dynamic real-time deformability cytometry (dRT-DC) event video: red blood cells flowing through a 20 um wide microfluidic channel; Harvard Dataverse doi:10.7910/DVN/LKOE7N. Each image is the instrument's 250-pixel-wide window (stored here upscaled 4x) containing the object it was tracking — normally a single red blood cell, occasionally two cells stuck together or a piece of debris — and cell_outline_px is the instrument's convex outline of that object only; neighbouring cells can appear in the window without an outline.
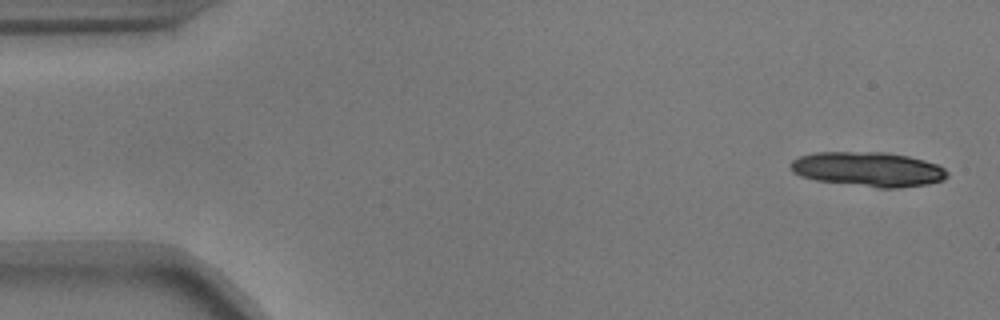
{"species": "common noctule bat (a hibernating species)", "species_latin": "Nyctalus noctula", "temperature_condition": "warm", "stored_images_in_passage": 36, "camera_frame_rate_fps": 3000, "um_per_image_px": 0.085, "animal": {"sex": "male", "body_mass_g": 17.9}, "frame": {"image": 1, "passage_image": 1, "time_ms": 0.0, "image_size_px": [1000, 320], "cell_outline_px": [[948, 176], [944, 180], [928, 184], [896, 188], [876, 188], [816, 180], [800, 176], [792, 172], [792, 160], [800, 156], [816, 152], [888, 152], [908, 156], [924, 160], [936, 164], [944, 168], [948, 172]], "centroid_in_image_um": [73.82, 14.39], "position_along_channel_um": 11.2, "area_um2": 31.67}}
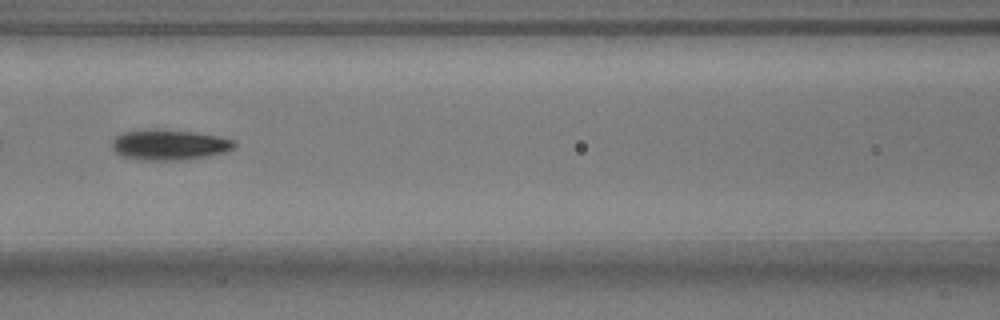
{"frame": {"image": 2, "passage_image": 23, "time_ms": 7.333, "image_size_px": [1000, 320], "cell_outline_px": [[236, 144], [232, 148], [224, 152], [208, 156], [180, 160], [140, 160], [120, 156], [112, 148], [112, 140], [120, 132], [152, 128], [192, 132], [220, 136], [236, 140]], "centroid_in_image_um": [14.35, 12.3], "position_along_channel_um": 152.3, "area_um2": 21.96}}
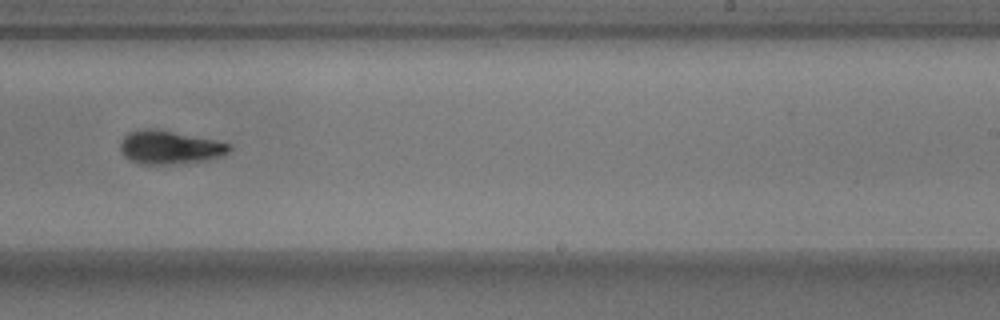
{"frame": {"image": 3, "passage_image": 33, "time_ms": 10.667, "image_size_px": [1000, 320], "cell_outline_px": [[232, 148], [224, 156], [208, 160], [160, 164], [148, 164], [132, 160], [124, 156], [120, 148], [120, 140], [128, 132], [136, 128], [152, 128], [216, 140], [232, 144]], "centroid_in_image_um": [14.43, 12.5], "position_along_channel_um": 274.6, "area_um2": 21.15}}